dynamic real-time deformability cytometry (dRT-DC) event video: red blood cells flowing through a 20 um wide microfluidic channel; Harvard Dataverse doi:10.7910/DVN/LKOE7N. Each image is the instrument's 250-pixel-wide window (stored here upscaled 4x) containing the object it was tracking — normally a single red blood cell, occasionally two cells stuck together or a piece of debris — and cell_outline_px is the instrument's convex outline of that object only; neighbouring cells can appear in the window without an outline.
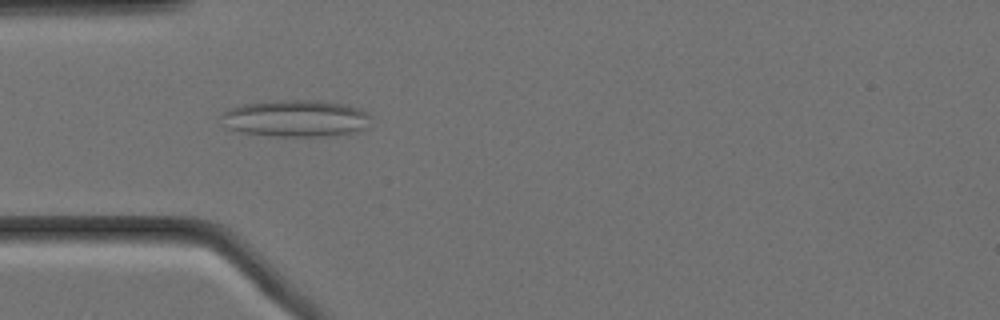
{"species": "Egyptian fruit bat (a non-hibernating species)", "species_latin": "Rousettus aegyptiacus", "temperature_condition": "cold", "stored_images_in_passage": 57, "camera_frame_rate_fps": 3000, "um_per_image_px": 0.085, "animal": {"sex": "female"}, "frame": {"image": 1, "passage_image": 16, "time_ms": 5.0, "image_size_px": [1000, 320], "cell_outline_px": [[372, 116], [368, 128], [356, 132], [332, 136], [276, 136], [240, 132], [224, 128], [220, 116], [228, 108], [240, 104], [276, 100], [316, 100], [348, 104], [360, 108], [368, 112]], "centroid_in_image_um": [25.16, 10.06], "position_along_channel_um": 59.8, "area_um2": 32.95}}
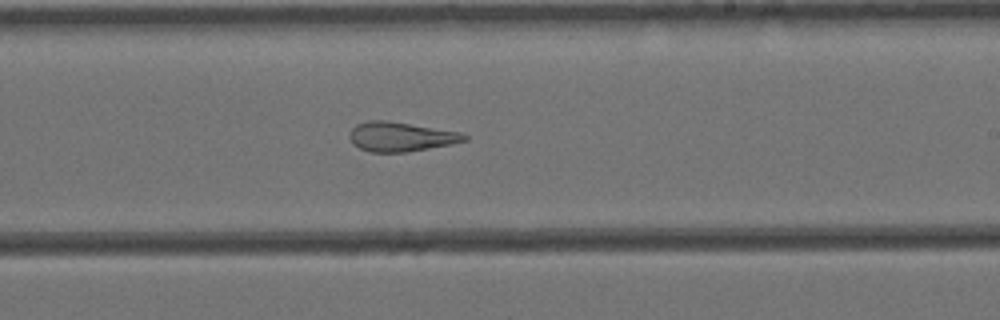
{"frame": {"image": 2, "passage_image": 33, "time_ms": 10.667, "image_size_px": [1000, 320], "cell_outline_px": [[468, 140], [452, 144], [408, 152], [372, 152], [360, 148], [352, 144], [348, 136], [352, 128], [356, 124], [368, 120], [388, 120], [460, 132], [468, 136]], "centroid_in_image_um": [34.05, 11.62], "position_along_channel_um": 255.0, "area_um2": 19.83}}
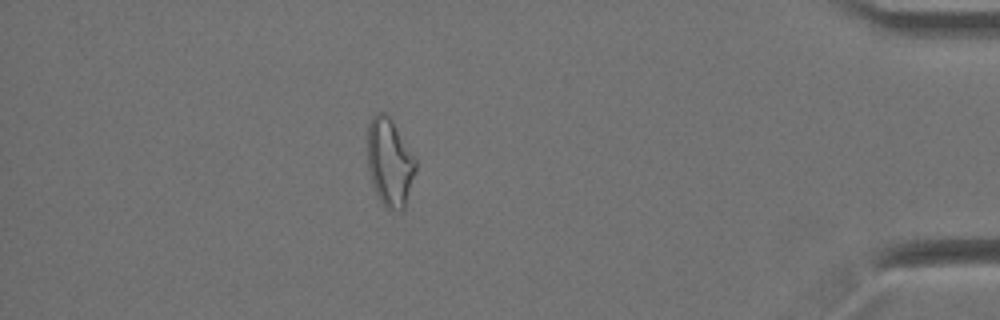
{"frame": {"image": 3, "passage_image": 50, "time_ms": 16.333, "image_size_px": [1000, 320], "cell_outline_px": [[416, 168], [404, 208], [400, 212], [384, 208], [372, 184], [368, 168], [368, 124], [372, 116], [376, 112], [384, 112], [392, 120], [416, 156]], "centroid_in_image_um": [33.13, 13.79], "position_along_channel_um": 402.1, "area_um2": 24.85}, "authors_computed_cell_mechanics": {"area_um2": 24.854, "velocity_mm_per_s": 3.4528, "shape_relaxation_time_tau1_ms": null, "shape_relaxation_time_tau2_ms": 3.2027, "deformation_change_tau1": null, "deformation_change_tau2": 0.1286}}